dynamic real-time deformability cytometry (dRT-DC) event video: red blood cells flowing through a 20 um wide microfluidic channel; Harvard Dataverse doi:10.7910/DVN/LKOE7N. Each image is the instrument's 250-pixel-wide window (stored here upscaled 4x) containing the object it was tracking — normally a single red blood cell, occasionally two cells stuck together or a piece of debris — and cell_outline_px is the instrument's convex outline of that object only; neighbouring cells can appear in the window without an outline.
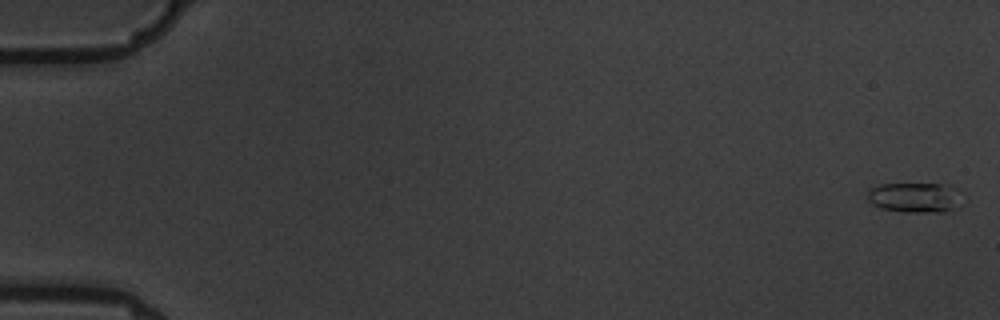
{"species": "common noctule bat (a hibernating species)", "species_latin": "Nyctalus noctula", "temperature_condition": "warm", "stored_images_in_passage": 4, "camera_frame_rate_fps": 3000, "um_per_image_px": 0.085, "animal": {"sex": "male", "body_mass_g": 19.5, "forearm_length_mm": 54.6}, "frame": {"image": 1, "passage_image": 1, "time_ms": 0.0, "image_size_px": [1000, 320], "cell_outline_px": [[964, 192], [960, 208], [944, 212], [904, 212], [880, 208], [872, 204], [868, 200], [868, 188], [880, 184], [952, 184], [960, 188]], "centroid_in_image_um": [77.89, 16.78], "position_along_channel_um": 7.1, "area_um2": 17.4}}